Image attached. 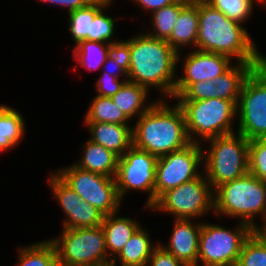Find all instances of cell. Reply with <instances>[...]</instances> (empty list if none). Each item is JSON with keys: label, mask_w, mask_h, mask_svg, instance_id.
Masks as SVG:
<instances>
[{"label": "cell", "mask_w": 266, "mask_h": 266, "mask_svg": "<svg viewBox=\"0 0 266 266\" xmlns=\"http://www.w3.org/2000/svg\"><path fill=\"white\" fill-rule=\"evenodd\" d=\"M130 45L128 81L159 90V99H173L176 83L177 52L171 45L145 32L125 40ZM165 97V98H164ZM169 97V98H168Z\"/></svg>", "instance_id": "1"}, {"label": "cell", "mask_w": 266, "mask_h": 266, "mask_svg": "<svg viewBox=\"0 0 266 266\" xmlns=\"http://www.w3.org/2000/svg\"><path fill=\"white\" fill-rule=\"evenodd\" d=\"M199 27L196 49L223 54L237 62H265L247 28L229 19L209 3H198Z\"/></svg>", "instance_id": "2"}, {"label": "cell", "mask_w": 266, "mask_h": 266, "mask_svg": "<svg viewBox=\"0 0 266 266\" xmlns=\"http://www.w3.org/2000/svg\"><path fill=\"white\" fill-rule=\"evenodd\" d=\"M158 99L132 126L133 146L158 157L191 144L184 114L174 103Z\"/></svg>", "instance_id": "3"}, {"label": "cell", "mask_w": 266, "mask_h": 266, "mask_svg": "<svg viewBox=\"0 0 266 266\" xmlns=\"http://www.w3.org/2000/svg\"><path fill=\"white\" fill-rule=\"evenodd\" d=\"M214 214L238 218L253 230H260L266 224V183L248 173L221 184L214 190ZM257 216L261 225L256 223Z\"/></svg>", "instance_id": "4"}, {"label": "cell", "mask_w": 266, "mask_h": 266, "mask_svg": "<svg viewBox=\"0 0 266 266\" xmlns=\"http://www.w3.org/2000/svg\"><path fill=\"white\" fill-rule=\"evenodd\" d=\"M205 143L207 145L202 143L206 148L203 149V170L213 190L249 173V140L244 135L234 132Z\"/></svg>", "instance_id": "5"}, {"label": "cell", "mask_w": 266, "mask_h": 266, "mask_svg": "<svg viewBox=\"0 0 266 266\" xmlns=\"http://www.w3.org/2000/svg\"><path fill=\"white\" fill-rule=\"evenodd\" d=\"M181 108L191 143L201 144L217 136L236 132L237 103L232 100L209 98L177 100Z\"/></svg>", "instance_id": "6"}, {"label": "cell", "mask_w": 266, "mask_h": 266, "mask_svg": "<svg viewBox=\"0 0 266 266\" xmlns=\"http://www.w3.org/2000/svg\"><path fill=\"white\" fill-rule=\"evenodd\" d=\"M57 251L58 266H91L111 259L102 226L62 228L58 237L49 238Z\"/></svg>", "instance_id": "7"}, {"label": "cell", "mask_w": 266, "mask_h": 266, "mask_svg": "<svg viewBox=\"0 0 266 266\" xmlns=\"http://www.w3.org/2000/svg\"><path fill=\"white\" fill-rule=\"evenodd\" d=\"M225 226L202 222L197 266H236L242 246L254 231L248 224ZM201 263V264H200Z\"/></svg>", "instance_id": "8"}, {"label": "cell", "mask_w": 266, "mask_h": 266, "mask_svg": "<svg viewBox=\"0 0 266 266\" xmlns=\"http://www.w3.org/2000/svg\"><path fill=\"white\" fill-rule=\"evenodd\" d=\"M150 210L171 214L174 219H201L214 213V190L203 173L164 192Z\"/></svg>", "instance_id": "9"}, {"label": "cell", "mask_w": 266, "mask_h": 266, "mask_svg": "<svg viewBox=\"0 0 266 266\" xmlns=\"http://www.w3.org/2000/svg\"><path fill=\"white\" fill-rule=\"evenodd\" d=\"M237 130L249 141L266 138V61L245 79L237 103Z\"/></svg>", "instance_id": "10"}, {"label": "cell", "mask_w": 266, "mask_h": 266, "mask_svg": "<svg viewBox=\"0 0 266 266\" xmlns=\"http://www.w3.org/2000/svg\"><path fill=\"white\" fill-rule=\"evenodd\" d=\"M54 172L68 184L82 200L99 210L104 216L119 212L122 202L115 178L83 170L73 163Z\"/></svg>", "instance_id": "11"}, {"label": "cell", "mask_w": 266, "mask_h": 266, "mask_svg": "<svg viewBox=\"0 0 266 266\" xmlns=\"http://www.w3.org/2000/svg\"><path fill=\"white\" fill-rule=\"evenodd\" d=\"M157 157L133 145L118 160L115 182L121 201L131 190L146 192L145 209L155 204Z\"/></svg>", "instance_id": "12"}, {"label": "cell", "mask_w": 266, "mask_h": 266, "mask_svg": "<svg viewBox=\"0 0 266 266\" xmlns=\"http://www.w3.org/2000/svg\"><path fill=\"white\" fill-rule=\"evenodd\" d=\"M202 166V144L191 143L181 150L158 157L156 162L155 203L167 190L201 176L204 173V170L201 169Z\"/></svg>", "instance_id": "13"}, {"label": "cell", "mask_w": 266, "mask_h": 266, "mask_svg": "<svg viewBox=\"0 0 266 266\" xmlns=\"http://www.w3.org/2000/svg\"><path fill=\"white\" fill-rule=\"evenodd\" d=\"M183 57L182 52L177 54V66L182 61V76L176 77L173 99L182 95L194 82L208 81L219 77L234 63L230 57L213 52L194 49Z\"/></svg>", "instance_id": "14"}, {"label": "cell", "mask_w": 266, "mask_h": 266, "mask_svg": "<svg viewBox=\"0 0 266 266\" xmlns=\"http://www.w3.org/2000/svg\"><path fill=\"white\" fill-rule=\"evenodd\" d=\"M173 229L167 245L159 242L177 260L188 266H197L201 221L173 219Z\"/></svg>", "instance_id": "15"}, {"label": "cell", "mask_w": 266, "mask_h": 266, "mask_svg": "<svg viewBox=\"0 0 266 266\" xmlns=\"http://www.w3.org/2000/svg\"><path fill=\"white\" fill-rule=\"evenodd\" d=\"M89 139L121 157L132 145V126L106 122H84Z\"/></svg>", "instance_id": "16"}, {"label": "cell", "mask_w": 266, "mask_h": 266, "mask_svg": "<svg viewBox=\"0 0 266 266\" xmlns=\"http://www.w3.org/2000/svg\"><path fill=\"white\" fill-rule=\"evenodd\" d=\"M82 153L80 160L73 163L75 166L86 171L115 178L119 160L117 154L89 138L83 143Z\"/></svg>", "instance_id": "17"}, {"label": "cell", "mask_w": 266, "mask_h": 266, "mask_svg": "<svg viewBox=\"0 0 266 266\" xmlns=\"http://www.w3.org/2000/svg\"><path fill=\"white\" fill-rule=\"evenodd\" d=\"M101 226L108 257L112 260L141 225L135 219L119 216L117 212L104 216Z\"/></svg>", "instance_id": "18"}, {"label": "cell", "mask_w": 266, "mask_h": 266, "mask_svg": "<svg viewBox=\"0 0 266 266\" xmlns=\"http://www.w3.org/2000/svg\"><path fill=\"white\" fill-rule=\"evenodd\" d=\"M149 230L142 225L134 232L121 251L111 260L115 266H145L152 255L154 248L159 244L153 243Z\"/></svg>", "instance_id": "19"}, {"label": "cell", "mask_w": 266, "mask_h": 266, "mask_svg": "<svg viewBox=\"0 0 266 266\" xmlns=\"http://www.w3.org/2000/svg\"><path fill=\"white\" fill-rule=\"evenodd\" d=\"M219 77L212 79L215 85V98L232 100L238 103L245 79L264 62H236Z\"/></svg>", "instance_id": "20"}, {"label": "cell", "mask_w": 266, "mask_h": 266, "mask_svg": "<svg viewBox=\"0 0 266 266\" xmlns=\"http://www.w3.org/2000/svg\"><path fill=\"white\" fill-rule=\"evenodd\" d=\"M198 27V3H188L180 11L178 19L175 22L172 34L167 42L177 53L182 52L184 50L182 48H186L187 46L189 48L190 46H192L193 49H196Z\"/></svg>", "instance_id": "21"}, {"label": "cell", "mask_w": 266, "mask_h": 266, "mask_svg": "<svg viewBox=\"0 0 266 266\" xmlns=\"http://www.w3.org/2000/svg\"><path fill=\"white\" fill-rule=\"evenodd\" d=\"M149 93L146 87L126 81L122 88L110 98L132 120L145 113L158 100L155 98L152 102L150 100L148 102Z\"/></svg>", "instance_id": "22"}, {"label": "cell", "mask_w": 266, "mask_h": 266, "mask_svg": "<svg viewBox=\"0 0 266 266\" xmlns=\"http://www.w3.org/2000/svg\"><path fill=\"white\" fill-rule=\"evenodd\" d=\"M22 113L11 106L0 105V152L17 147L26 134Z\"/></svg>", "instance_id": "23"}, {"label": "cell", "mask_w": 266, "mask_h": 266, "mask_svg": "<svg viewBox=\"0 0 266 266\" xmlns=\"http://www.w3.org/2000/svg\"><path fill=\"white\" fill-rule=\"evenodd\" d=\"M48 185L52 196L65 214L62 228H76V208L82 202L81 197L66 184L54 171L49 173Z\"/></svg>", "instance_id": "24"}, {"label": "cell", "mask_w": 266, "mask_h": 266, "mask_svg": "<svg viewBox=\"0 0 266 266\" xmlns=\"http://www.w3.org/2000/svg\"><path fill=\"white\" fill-rule=\"evenodd\" d=\"M110 43L81 40L73 47V59L87 72L102 70Z\"/></svg>", "instance_id": "25"}, {"label": "cell", "mask_w": 266, "mask_h": 266, "mask_svg": "<svg viewBox=\"0 0 266 266\" xmlns=\"http://www.w3.org/2000/svg\"><path fill=\"white\" fill-rule=\"evenodd\" d=\"M17 250L15 266H58L57 251L49 239L17 247Z\"/></svg>", "instance_id": "26"}, {"label": "cell", "mask_w": 266, "mask_h": 266, "mask_svg": "<svg viewBox=\"0 0 266 266\" xmlns=\"http://www.w3.org/2000/svg\"><path fill=\"white\" fill-rule=\"evenodd\" d=\"M110 0H94L88 6L79 8L76 11L68 13V28L71 33V39L76 45L81 40H88V31L95 15L109 2Z\"/></svg>", "instance_id": "27"}, {"label": "cell", "mask_w": 266, "mask_h": 266, "mask_svg": "<svg viewBox=\"0 0 266 266\" xmlns=\"http://www.w3.org/2000/svg\"><path fill=\"white\" fill-rule=\"evenodd\" d=\"M83 122L130 124L131 120L109 97L95 95L89 103Z\"/></svg>", "instance_id": "28"}, {"label": "cell", "mask_w": 266, "mask_h": 266, "mask_svg": "<svg viewBox=\"0 0 266 266\" xmlns=\"http://www.w3.org/2000/svg\"><path fill=\"white\" fill-rule=\"evenodd\" d=\"M182 0H177L175 3L162 7L157 11H154L151 16V26L153 29L146 32V34L155 37L157 39L167 41L173 31L175 22L178 19L180 11L187 5Z\"/></svg>", "instance_id": "29"}, {"label": "cell", "mask_w": 266, "mask_h": 266, "mask_svg": "<svg viewBox=\"0 0 266 266\" xmlns=\"http://www.w3.org/2000/svg\"><path fill=\"white\" fill-rule=\"evenodd\" d=\"M236 266H266V237L260 230L246 239Z\"/></svg>", "instance_id": "30"}, {"label": "cell", "mask_w": 266, "mask_h": 266, "mask_svg": "<svg viewBox=\"0 0 266 266\" xmlns=\"http://www.w3.org/2000/svg\"><path fill=\"white\" fill-rule=\"evenodd\" d=\"M213 8L221 11L229 19L244 24L254 13V6L257 4L265 5L266 0H209Z\"/></svg>", "instance_id": "31"}, {"label": "cell", "mask_w": 266, "mask_h": 266, "mask_svg": "<svg viewBox=\"0 0 266 266\" xmlns=\"http://www.w3.org/2000/svg\"><path fill=\"white\" fill-rule=\"evenodd\" d=\"M115 0H110L94 17L91 24V28L88 31V40L99 41L107 43H115L119 40L116 38L113 40L115 35V21L111 16H107L105 10L110 9L114 4Z\"/></svg>", "instance_id": "32"}, {"label": "cell", "mask_w": 266, "mask_h": 266, "mask_svg": "<svg viewBox=\"0 0 266 266\" xmlns=\"http://www.w3.org/2000/svg\"><path fill=\"white\" fill-rule=\"evenodd\" d=\"M249 173L266 183V138L249 141Z\"/></svg>", "instance_id": "33"}, {"label": "cell", "mask_w": 266, "mask_h": 266, "mask_svg": "<svg viewBox=\"0 0 266 266\" xmlns=\"http://www.w3.org/2000/svg\"><path fill=\"white\" fill-rule=\"evenodd\" d=\"M104 215L87 201L82 200L76 208V228L98 227Z\"/></svg>", "instance_id": "34"}, {"label": "cell", "mask_w": 266, "mask_h": 266, "mask_svg": "<svg viewBox=\"0 0 266 266\" xmlns=\"http://www.w3.org/2000/svg\"><path fill=\"white\" fill-rule=\"evenodd\" d=\"M215 98V85L212 80L194 82L182 95L174 100H204Z\"/></svg>", "instance_id": "35"}, {"label": "cell", "mask_w": 266, "mask_h": 266, "mask_svg": "<svg viewBox=\"0 0 266 266\" xmlns=\"http://www.w3.org/2000/svg\"><path fill=\"white\" fill-rule=\"evenodd\" d=\"M116 76H112L107 72H101L100 76L95 82L96 95L102 97H112L115 95L124 85L128 79H121Z\"/></svg>", "instance_id": "36"}, {"label": "cell", "mask_w": 266, "mask_h": 266, "mask_svg": "<svg viewBox=\"0 0 266 266\" xmlns=\"http://www.w3.org/2000/svg\"><path fill=\"white\" fill-rule=\"evenodd\" d=\"M109 58L120 63V66L128 73L130 65V45L124 40L110 43L108 47Z\"/></svg>", "instance_id": "37"}, {"label": "cell", "mask_w": 266, "mask_h": 266, "mask_svg": "<svg viewBox=\"0 0 266 266\" xmlns=\"http://www.w3.org/2000/svg\"><path fill=\"white\" fill-rule=\"evenodd\" d=\"M147 266H188L177 260L169 251L159 243L153 250Z\"/></svg>", "instance_id": "38"}, {"label": "cell", "mask_w": 266, "mask_h": 266, "mask_svg": "<svg viewBox=\"0 0 266 266\" xmlns=\"http://www.w3.org/2000/svg\"><path fill=\"white\" fill-rule=\"evenodd\" d=\"M37 1V0H36ZM40 3L55 5L58 7H66L67 12L76 11L79 8L88 6L94 0H38Z\"/></svg>", "instance_id": "39"}, {"label": "cell", "mask_w": 266, "mask_h": 266, "mask_svg": "<svg viewBox=\"0 0 266 266\" xmlns=\"http://www.w3.org/2000/svg\"><path fill=\"white\" fill-rule=\"evenodd\" d=\"M132 1V0H131ZM177 0H133L136 5L140 6V9H143L144 13H153L162 7L169 6L175 3Z\"/></svg>", "instance_id": "40"}, {"label": "cell", "mask_w": 266, "mask_h": 266, "mask_svg": "<svg viewBox=\"0 0 266 266\" xmlns=\"http://www.w3.org/2000/svg\"><path fill=\"white\" fill-rule=\"evenodd\" d=\"M102 70V72H107L112 76H116L117 78L121 77L123 79H128V73L120 66V63L109 57H107L106 61L104 62Z\"/></svg>", "instance_id": "41"}, {"label": "cell", "mask_w": 266, "mask_h": 266, "mask_svg": "<svg viewBox=\"0 0 266 266\" xmlns=\"http://www.w3.org/2000/svg\"><path fill=\"white\" fill-rule=\"evenodd\" d=\"M185 3H190V4H196V3H207L209 0H182Z\"/></svg>", "instance_id": "42"}, {"label": "cell", "mask_w": 266, "mask_h": 266, "mask_svg": "<svg viewBox=\"0 0 266 266\" xmlns=\"http://www.w3.org/2000/svg\"><path fill=\"white\" fill-rule=\"evenodd\" d=\"M91 266H115L112 261H108L102 264H97V265H91Z\"/></svg>", "instance_id": "43"}, {"label": "cell", "mask_w": 266, "mask_h": 266, "mask_svg": "<svg viewBox=\"0 0 266 266\" xmlns=\"http://www.w3.org/2000/svg\"><path fill=\"white\" fill-rule=\"evenodd\" d=\"M260 231L264 234L266 237V224L260 229Z\"/></svg>", "instance_id": "44"}]
</instances>
